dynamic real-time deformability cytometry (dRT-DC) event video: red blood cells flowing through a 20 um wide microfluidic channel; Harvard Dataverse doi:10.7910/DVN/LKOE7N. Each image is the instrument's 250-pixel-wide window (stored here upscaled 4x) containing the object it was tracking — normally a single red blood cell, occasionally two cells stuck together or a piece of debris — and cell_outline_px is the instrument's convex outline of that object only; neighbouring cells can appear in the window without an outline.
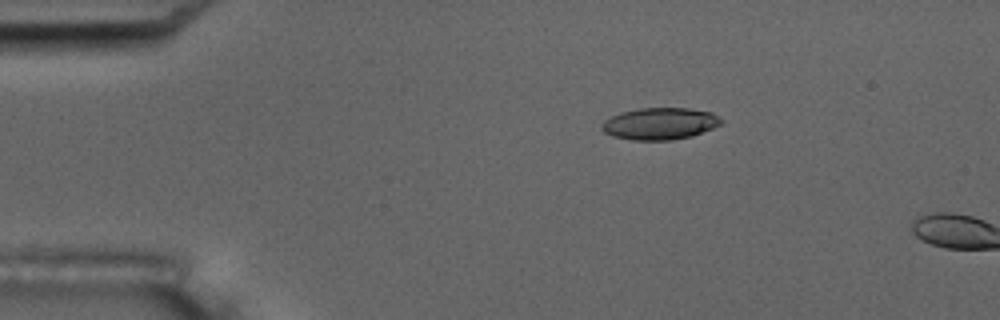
{"species": "common noctule bat (a hibernating species)", "species_latin": "Nyctalus noctula", "temperature_condition": "room temperature", "stored_images_in_passage": 4, "camera_frame_rate_fps": 3000, "um_per_image_px": 0.085, "animal": {"sex": "male", "body_mass_g": 17.5, "forearm_length_mm": 52.3}, "frame": {"image": 1, "passage_image": 3, "time_ms": 2.333, "image_size_px": [1000, 320], "cell_outline_px": [[724, 120], [720, 124], [712, 128], [692, 136], [672, 140], [632, 140], [612, 136], [604, 132], [600, 128], [600, 124], [604, 120], [620, 112], [640, 108], [688, 108], [712, 112]], "centroid_in_image_um": [56.07, 10.51], "position_along_channel_um": 28.9, "area_um2": 22.31}}